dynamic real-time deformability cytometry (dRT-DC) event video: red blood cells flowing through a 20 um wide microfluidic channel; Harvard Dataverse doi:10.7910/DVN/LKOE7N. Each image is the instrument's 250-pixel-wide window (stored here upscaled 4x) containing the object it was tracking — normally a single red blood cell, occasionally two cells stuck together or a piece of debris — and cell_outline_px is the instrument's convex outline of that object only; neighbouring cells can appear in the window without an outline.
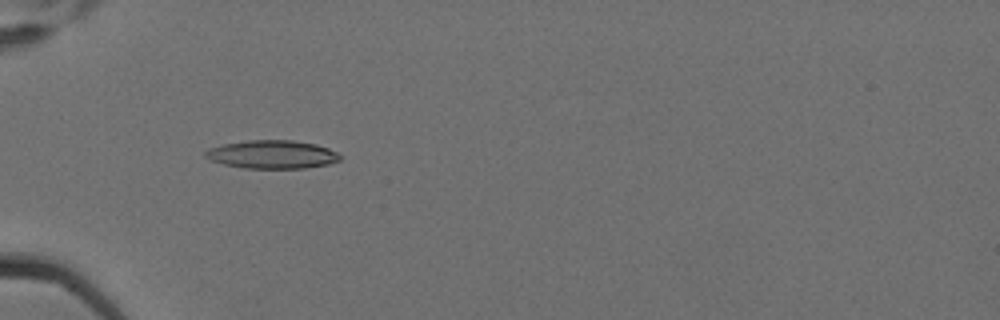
{"species": "Egyptian fruit bat (a non-hibernating species)", "species_latin": "Rousettus aegyptiacus", "temperature_condition": "cold", "stored_images_in_passage": 7, "camera_frame_rate_fps": 3000, "um_per_image_px": 0.085, "animal": {"sex": "female"}, "frame": {"image": 1, "passage_image": 6, "time_ms": 1.667, "image_size_px": [1000, 320], "cell_outline_px": [[340, 160], [328, 164], [304, 168], [244, 168], [224, 164], [208, 160], [204, 156], [204, 152], [208, 148], [224, 144], [248, 140], [292, 140], [316, 144], [328, 148], [336, 152], [340, 156]], "centroid_in_image_um": [23.09, 13.12], "position_along_channel_um": 61.9, "area_um2": 22.2}}
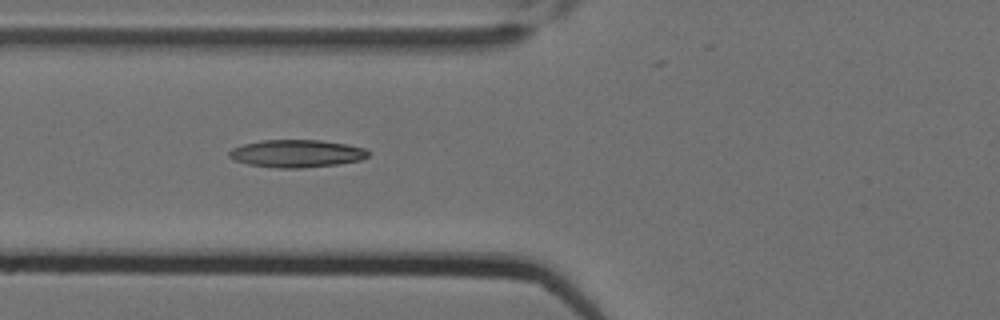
{"frame": {"image": 2, "passage_image": 7, "time_ms": 2.0, "image_size_px": [1000, 320], "cell_outline_px": [[368, 156], [360, 160], [340, 164], [300, 168], [276, 168], [248, 164], [232, 160], [228, 156], [228, 152], [232, 148], [244, 144], [264, 140], [320, 140], [348, 144], [364, 148], [368, 152]], "centroid_in_image_um": [25.19, 13.05], "position_along_channel_um": 100.6, "area_um2": 22.43}}